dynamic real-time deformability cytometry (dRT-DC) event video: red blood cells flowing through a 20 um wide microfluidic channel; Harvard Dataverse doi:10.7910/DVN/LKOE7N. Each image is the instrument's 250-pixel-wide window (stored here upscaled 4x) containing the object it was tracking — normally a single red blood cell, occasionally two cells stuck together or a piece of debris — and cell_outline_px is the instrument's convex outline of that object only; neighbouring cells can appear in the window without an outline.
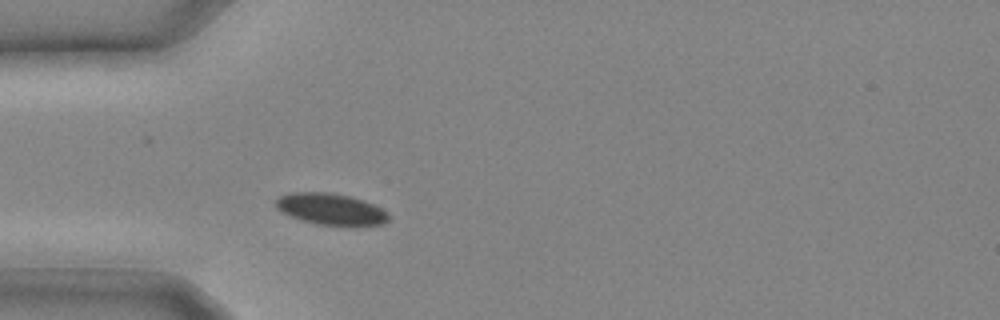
{"species": "common noctule bat (a hibernating species)", "species_latin": "Nyctalus noctula", "temperature_condition": "cold", "stored_images_in_passage": 24, "camera_frame_rate_fps": 3000, "um_per_image_px": 0.085, "animal": {"sex": "male", "body_mass_g": 20.4}, "frame": {"image": 1, "passage_image": 5, "time_ms": 1.333, "image_size_px": [1000, 320], "cell_outline_px": [[388, 220], [384, 224], [316, 224], [280, 212], [276, 208], [276, 200], [280, 196], [288, 192], [332, 192], [352, 196], [364, 200], [388, 212]], "centroid_in_image_um": [28.08, 17.73], "position_along_channel_um": 56.9, "area_um2": 20.35}}
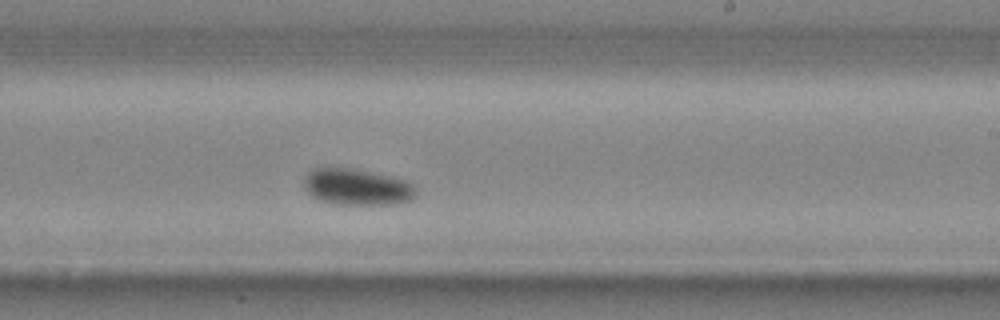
{"frame": {"image": 2, "passage_image": 14, "time_ms": 4.333, "image_size_px": [1000, 320], "cell_outline_px": [[416, 196], [412, 200], [396, 204], [332, 204], [320, 200], [312, 196], [304, 188], [304, 180], [316, 168], [348, 168], [392, 176], [404, 180], [412, 184], [416, 188]], "centroid_in_image_um": [30.39, 15.91], "position_along_channel_um": 258.6, "area_um2": 23.52}}
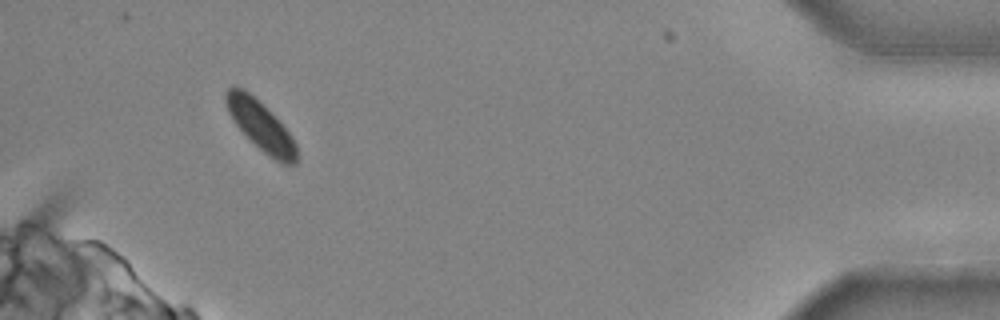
{"frame": {"image": 3, "passage_image": 23, "time_ms": 7.333, "image_size_px": [1000, 320], "cell_outline_px": [[296, 164], [284, 164], [276, 160], [264, 152], [236, 124], [228, 112], [224, 100], [224, 92], [228, 88], [244, 88], [288, 132], [296, 144]], "centroid_in_image_um": [22.12, 10.69], "position_along_channel_um": 413.1, "area_um2": 19.19}}